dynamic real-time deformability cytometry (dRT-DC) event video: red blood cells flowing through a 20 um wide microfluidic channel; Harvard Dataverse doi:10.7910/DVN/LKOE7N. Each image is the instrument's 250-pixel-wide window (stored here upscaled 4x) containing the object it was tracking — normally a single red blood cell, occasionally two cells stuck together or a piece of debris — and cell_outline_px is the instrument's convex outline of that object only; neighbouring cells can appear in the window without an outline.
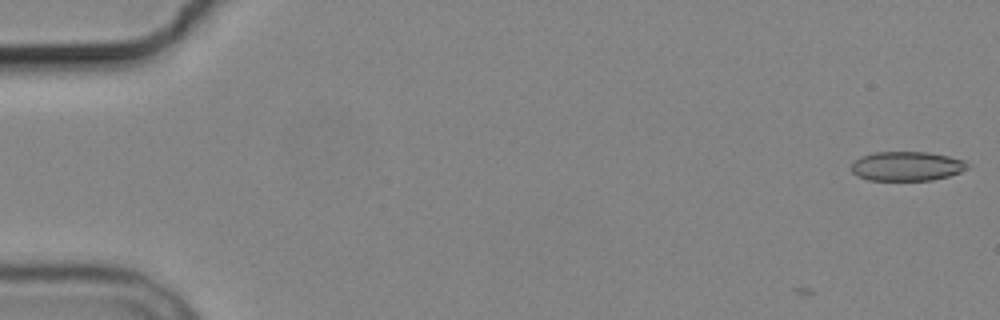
{"species": "common noctule bat (a hibernating species)", "species_latin": "Nyctalus noctula", "temperature_condition": "cold", "stored_images_in_passage": 3, "camera_frame_rate_fps": 3000, "um_per_image_px": 0.085, "animal": {"sex": "male", "body_mass_g": 19.2, "forearm_length_mm": 51.8}, "frame": {"image": 1, "passage_image": 1, "time_ms": 0.0, "image_size_px": [1000, 320], "cell_outline_px": [[968, 168], [960, 172], [948, 176], [932, 180], [868, 180], [852, 172], [852, 164], [860, 156], [872, 152], [928, 152], [948, 156], [964, 160], [968, 164]], "centroid_in_image_um": [77.08, 14.12], "position_along_channel_um": 7.9, "area_um2": 19.77}}